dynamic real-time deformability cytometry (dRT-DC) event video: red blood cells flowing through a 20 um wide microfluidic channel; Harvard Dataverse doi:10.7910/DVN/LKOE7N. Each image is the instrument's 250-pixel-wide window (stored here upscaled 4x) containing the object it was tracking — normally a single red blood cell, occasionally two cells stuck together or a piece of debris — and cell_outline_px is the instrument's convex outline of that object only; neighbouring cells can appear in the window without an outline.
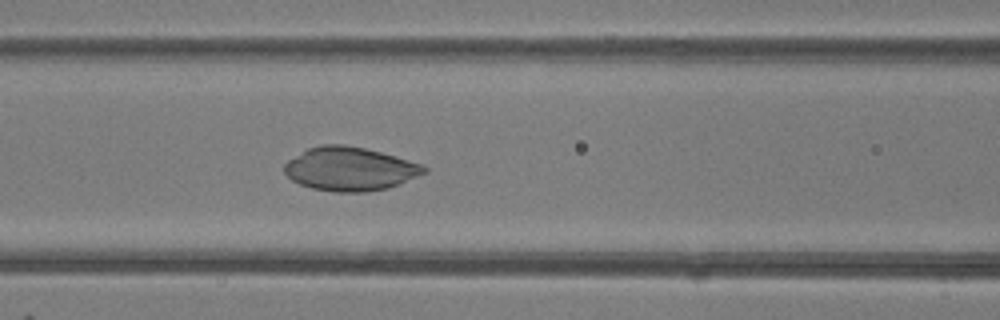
{"species": "common noctule bat (a hibernating species)", "species_latin": "Nyctalus noctula", "temperature_condition": "room temperature", "stored_images_in_passage": 46, "camera_frame_rate_fps": 3000, "um_per_image_px": 0.085, "animal": {"sex": "female"}, "frame": {"image": 1, "passage_image": 20, "time_ms": 6.333, "image_size_px": [1000, 320], "cell_outline_px": [[428, 172], [400, 184], [388, 188], [368, 192], [332, 192], [312, 188], [300, 184], [292, 180], [284, 172], [284, 164], [288, 160], [308, 148], [320, 144], [344, 144], [364, 148], [380, 152], [408, 160], [420, 164], [428, 168]], "centroid_in_image_um": [29.74, 14.36], "position_along_channel_um": 136.9, "area_um2": 35.6}}
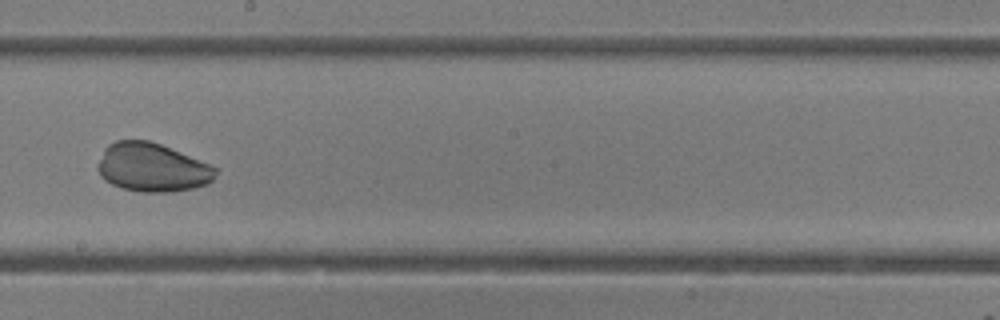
{"frame": {"image": 2, "passage_image": 27, "time_ms": 8.667, "image_size_px": [1000, 320], "cell_outline_px": [[220, 168], [212, 180], [208, 184], [192, 188], [172, 192], [140, 192], [120, 188], [104, 180], [100, 176], [96, 168], [96, 164], [104, 148], [108, 144], [116, 140], [148, 140], [160, 144]], "centroid_in_image_um": [12.91, 14.24], "position_along_channel_um": 235.3, "area_um2": 33.76}}
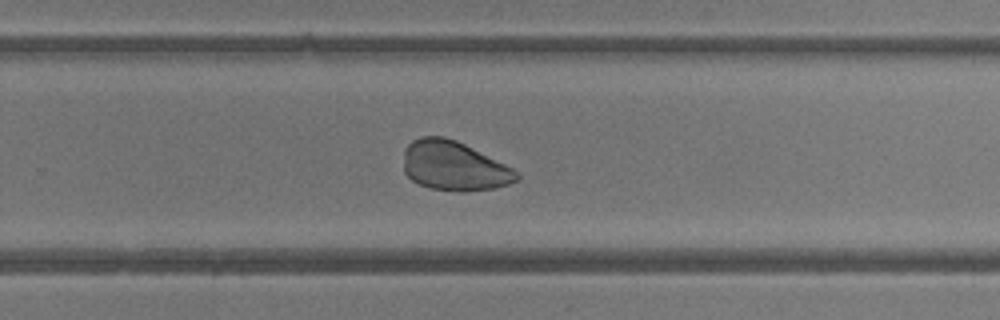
{"frame": {"image": 3, "passage_image": 31, "time_ms": 10.0, "image_size_px": [1000, 320], "cell_outline_px": [[520, 176], [516, 180], [508, 184], [492, 188], [464, 192], [460, 192], [432, 188], [420, 184], [412, 180], [404, 172], [404, 148], [412, 140], [420, 136], [444, 136], [456, 140], [512, 168]], "centroid_in_image_um": [38.54, 14.1], "position_along_channel_um": 291.3, "area_um2": 32.31}}